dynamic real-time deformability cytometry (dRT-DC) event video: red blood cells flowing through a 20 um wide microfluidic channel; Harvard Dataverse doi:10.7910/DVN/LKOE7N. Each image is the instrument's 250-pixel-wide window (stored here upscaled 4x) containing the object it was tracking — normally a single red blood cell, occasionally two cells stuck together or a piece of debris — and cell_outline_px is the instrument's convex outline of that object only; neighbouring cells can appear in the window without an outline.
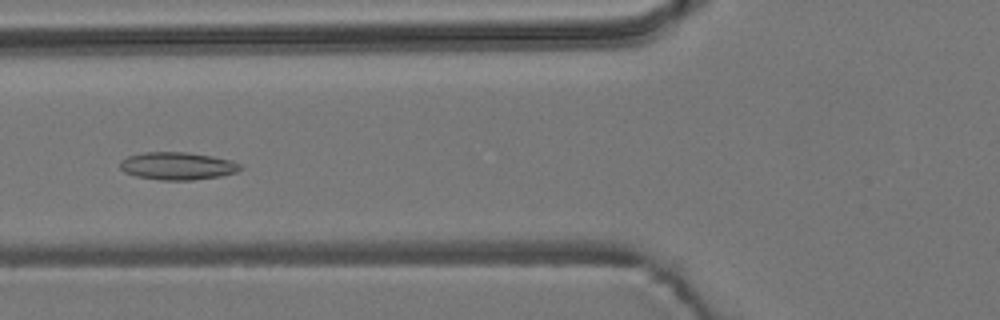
{"species": "common noctule bat (a hibernating species)", "species_latin": "Nyctalus noctula", "temperature_condition": "room temperature", "stored_images_in_passage": 12, "camera_frame_rate_fps": 3000, "um_per_image_px": 0.085, "animal": {"sex": "male", "body_mass_g": 19.2, "forearm_length_mm": 51.8}, "frame": {"image": 1, "passage_image": 3, "time_ms": 0.667, "image_size_px": [1000, 320], "cell_outline_px": [[244, 168], [236, 172], [220, 176], [192, 180], [160, 180], [136, 176], [124, 172], [120, 168], [120, 160], [128, 156], [144, 152], [184, 152], [212, 156], [232, 160], [240, 164]], "centroid_in_image_um": [15.08, 14.1], "position_along_channel_um": 110.7, "area_um2": 19.42}}
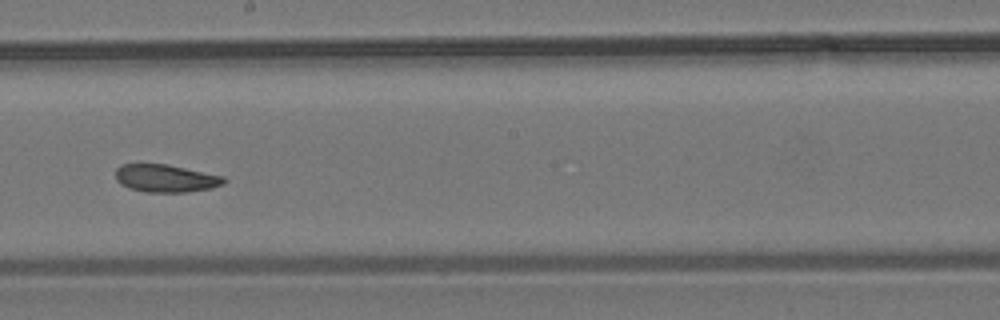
{"frame": {"image": 2, "passage_image": 6, "time_ms": 1.667, "image_size_px": [1000, 320], "cell_outline_px": [[228, 180], [224, 184], [212, 188], [188, 192], [144, 192], [128, 188], [120, 184], [116, 180], [116, 168], [120, 164], [168, 164], [224, 176]], "centroid_in_image_um": [14.1, 15.16], "position_along_channel_um": 234.1, "area_um2": 17.74}}
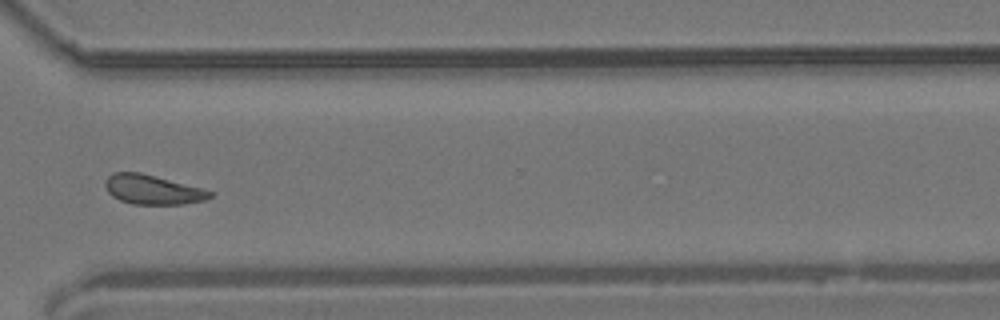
{"frame": {"image": 3, "passage_image": 9, "time_ms": 2.667, "image_size_px": [1000, 320], "cell_outline_px": [[212, 196], [204, 200], [184, 204], [132, 204], [120, 200], [112, 196], [108, 192], [104, 184], [104, 180], [112, 172], [140, 172], [156, 176], [200, 188], [212, 192]], "centroid_in_image_um": [12.91, 16.11], "position_along_channel_um": 357.7, "area_um2": 17.86}}